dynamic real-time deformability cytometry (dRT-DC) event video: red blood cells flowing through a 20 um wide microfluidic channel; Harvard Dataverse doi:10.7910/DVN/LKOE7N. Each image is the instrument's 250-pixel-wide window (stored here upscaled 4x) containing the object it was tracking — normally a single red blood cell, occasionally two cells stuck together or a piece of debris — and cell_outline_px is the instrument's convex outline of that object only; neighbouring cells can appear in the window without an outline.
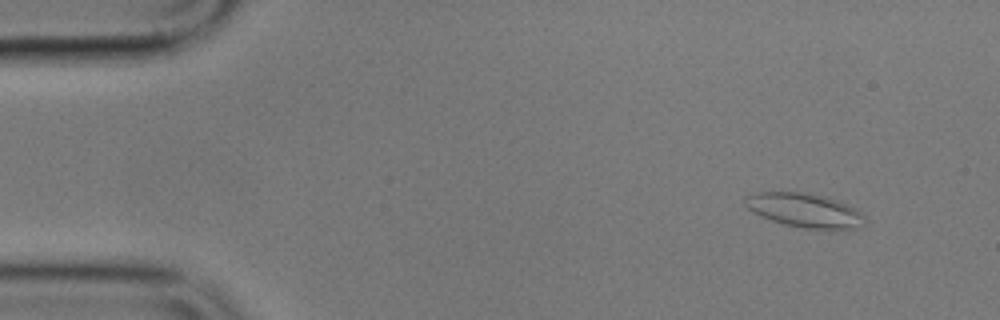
{"species": "common noctule bat (a hibernating species)", "species_latin": "Nyctalus noctula", "temperature_condition": "cold", "stored_images_in_passage": 8, "camera_frame_rate_fps": 3000, "um_per_image_px": 0.085, "animal": {"sex": "male", "body_mass_g": 17.9}, "frame": {"image": 1, "passage_image": 1, "time_ms": 0.0, "image_size_px": [1000, 320], "cell_outline_px": [[868, 220], [860, 228], [832, 232], [804, 228], [772, 220], [760, 216], [748, 208], [744, 204], [744, 196], [756, 192], [808, 192], [840, 200], [856, 208]], "centroid_in_image_um": [68.5, 17.9], "position_along_channel_um": 16.5, "area_um2": 24.62}}
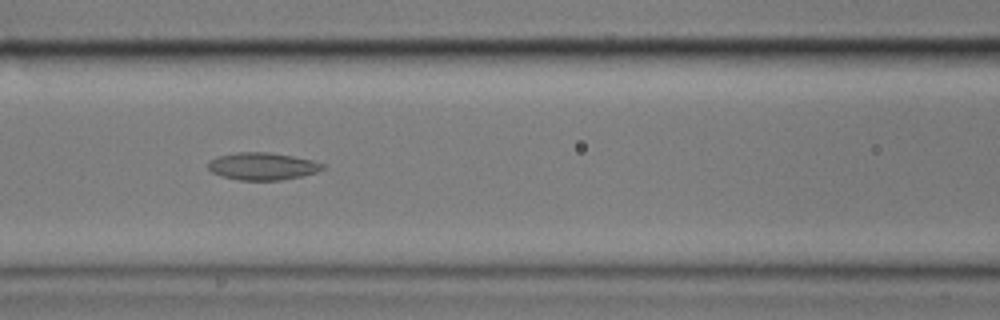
{"frame": {"image": 2, "passage_image": 7, "time_ms": 6.667, "image_size_px": [1000, 320], "cell_outline_px": [[324, 168], [316, 172], [300, 176], [280, 180], [240, 180], [224, 176], [212, 172], [208, 168], [208, 160], [220, 156], [236, 152], [268, 152], [292, 156], [312, 160], [324, 164]], "centroid_in_image_um": [22.3, 14.12], "position_along_channel_um": 144.3, "area_um2": 18.03}}
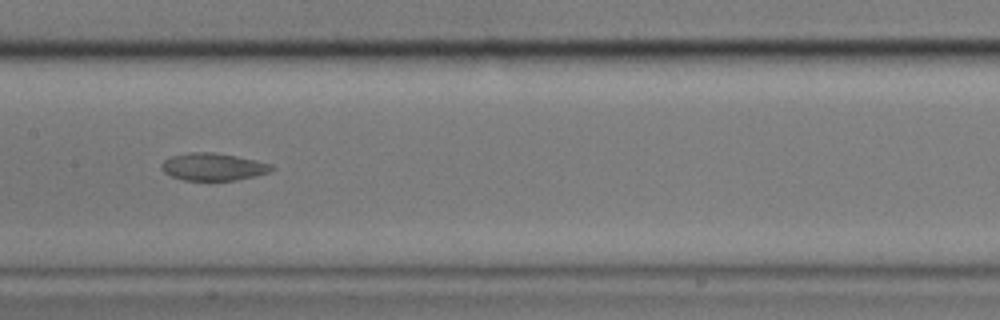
{"frame": {"image": 3, "passage_image": 8, "time_ms": 8.0, "image_size_px": [1000, 320], "cell_outline_px": [[276, 168], [268, 172], [236, 180], [184, 180], [172, 176], [164, 172], [160, 168], [160, 164], [164, 160], [172, 156], [192, 152], [216, 152], [256, 160], [272, 164]], "centroid_in_image_um": [18.11, 14.17], "position_along_channel_um": 189.3, "area_um2": 17.51}}